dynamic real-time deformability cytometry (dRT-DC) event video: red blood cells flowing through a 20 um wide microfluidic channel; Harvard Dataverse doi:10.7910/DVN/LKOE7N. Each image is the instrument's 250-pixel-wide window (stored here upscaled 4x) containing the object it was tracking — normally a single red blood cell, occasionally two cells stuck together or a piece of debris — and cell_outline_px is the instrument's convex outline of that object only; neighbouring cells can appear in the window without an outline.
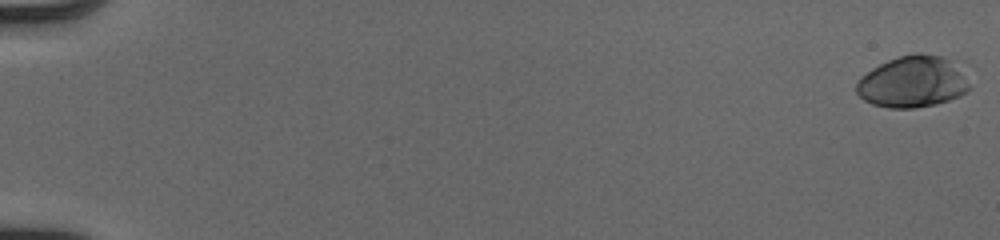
{"species": "human", "species_latin": "Homo sapiens", "temperature_condition": "cold", "stored_images_in_passage": 53, "camera_frame_rate_fps": 3000, "um_per_image_px": 0.085, "donor": {"sex": "male"}, "frame": {"image": 1, "passage_image": 1, "time_ms": 0.0, "image_size_px": [1000, 240], "cell_outline_px": [[968, 92], [960, 96], [936, 104], [916, 108], [888, 108], [872, 104], [864, 100], [856, 92], [856, 84], [860, 76], [872, 68], [888, 60], [900, 56], [916, 52], [920, 52], [944, 56], [952, 60], [968, 84]], "centroid_in_image_um": [77.53, 6.95], "position_along_channel_um": 7.5, "area_um2": 33.87}}
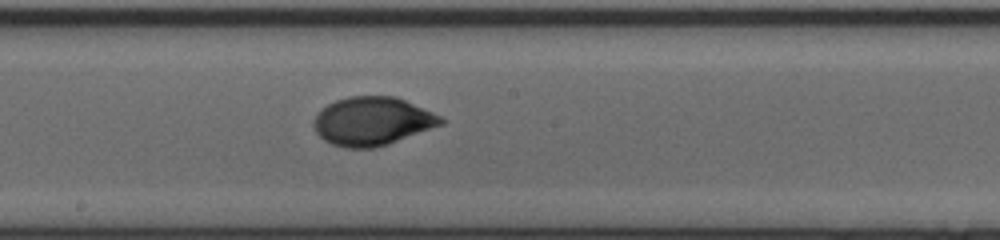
{"frame": {"image": 2, "passage_image": 31, "time_ms": 10.0, "image_size_px": [1000, 240], "cell_outline_px": [[448, 120], [444, 124], [388, 144], [372, 148], [344, 148], [332, 144], [324, 140], [316, 132], [312, 124], [316, 116], [328, 104], [336, 100], [348, 96], [396, 96], [432, 112]], "centroid_in_image_um": [31.66, 10.31], "position_along_channel_um": 216.5, "area_um2": 35.84}}
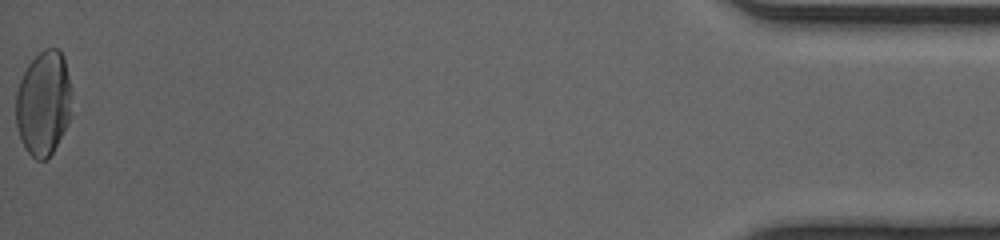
{"frame": {"image": 3, "passage_image": 53, "time_ms": 17.333, "image_size_px": [1000, 240], "cell_outline_px": [[72, 92], [68, 120], [48, 160], [36, 160], [24, 148], [16, 124], [16, 92], [20, 80], [28, 64], [44, 48], [56, 48], [64, 56], [72, 88]], "centroid_in_image_um": [3.69, 8.75], "position_along_channel_um": 431.5, "area_um2": 33.93}, "authors_computed_cell_mechanics": {"area_um2": 33.6396, "velocity_mm_per_s": 4.1055, "shape_relaxation_time_tau1_ms": 4.4361, "shape_relaxation_time_tau2_ms": null, "deformation_change_tau1": 0.184, "deformation_change_tau2": null}}